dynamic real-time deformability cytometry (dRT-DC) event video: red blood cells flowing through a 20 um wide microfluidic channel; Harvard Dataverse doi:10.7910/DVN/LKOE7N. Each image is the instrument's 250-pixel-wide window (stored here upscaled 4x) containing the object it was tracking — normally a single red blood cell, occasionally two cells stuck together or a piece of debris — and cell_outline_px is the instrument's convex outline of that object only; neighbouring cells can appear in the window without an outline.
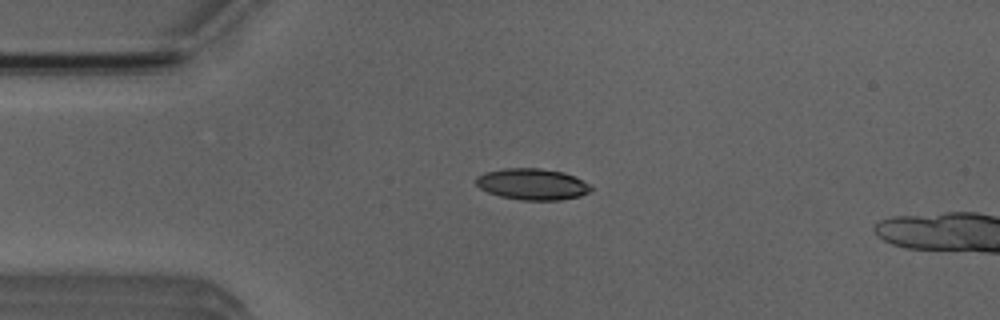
{"species": "Egyptian fruit bat (a non-hibernating species)", "species_latin": "Rousettus aegyptiacus", "temperature_condition": "room temperature", "stored_images_in_passage": 4, "camera_frame_rate_fps": 3000, "um_per_image_px": 0.085, "animal": {"sex": "male"}, "frame": {"image": 1, "passage_image": 2, "time_ms": 1.333, "image_size_px": [1000, 320], "cell_outline_px": [[592, 188], [588, 192], [580, 196], [560, 200], [520, 200], [500, 196], [488, 192], [480, 188], [476, 184], [476, 176], [484, 172], [504, 168], [540, 168], [564, 172], [588, 184]], "centroid_in_image_um": [45.2, 15.65], "position_along_channel_um": 39.8, "area_um2": 20.87}}